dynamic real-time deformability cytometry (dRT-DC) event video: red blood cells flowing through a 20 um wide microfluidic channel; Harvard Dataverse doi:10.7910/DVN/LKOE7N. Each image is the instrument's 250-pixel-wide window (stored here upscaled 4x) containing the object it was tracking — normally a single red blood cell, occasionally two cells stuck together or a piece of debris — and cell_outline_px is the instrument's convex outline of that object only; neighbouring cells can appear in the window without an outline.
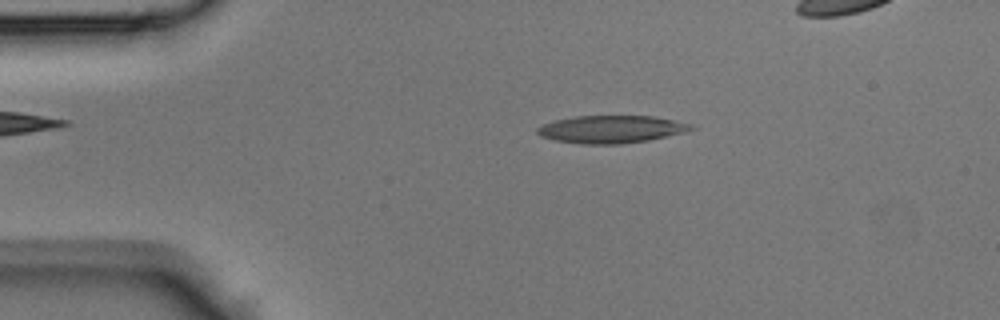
{"species": "Egyptian fruit bat (a non-hibernating species)", "species_latin": "Rousettus aegyptiacus", "temperature_condition": "room temperature", "stored_images_in_passage": 39, "camera_frame_rate_fps": 3000, "um_per_image_px": 0.085, "animal": {"sex": "male"}, "frame": {"image": 1, "passage_image": 8, "time_ms": 2.333, "image_size_px": [1000, 320], "cell_outline_px": [[696, 128], [684, 132], [648, 140], [620, 144], [580, 144], [556, 140], [540, 136], [536, 132], [536, 128], [544, 124], [556, 120], [576, 116], [652, 116], [692, 124]], "centroid_in_image_um": [51.94, 10.99], "position_along_channel_um": 33.1, "area_um2": 24.51}}
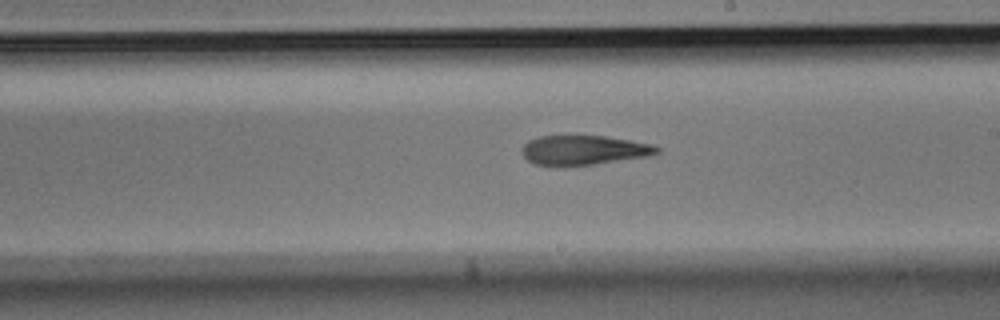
{"frame": {"image": 2, "passage_image": 24, "time_ms": 7.667, "image_size_px": [1000, 320], "cell_outline_px": [[660, 152], [648, 156], [592, 164], [536, 164], [528, 160], [520, 152], [520, 148], [528, 140], [540, 136], [608, 136], [652, 144], [660, 148]], "centroid_in_image_um": [49.63, 12.73], "position_along_channel_um": 239.4, "area_um2": 22.77}}
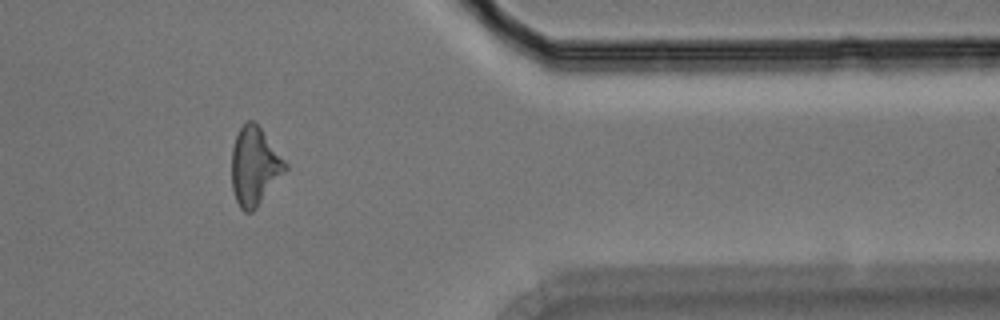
{"frame": {"image": 3, "passage_image": 35, "time_ms": 11.333, "image_size_px": [1000, 320], "cell_outline_px": [[288, 168], [256, 208], [252, 212], [244, 212], [240, 208], [236, 200], [232, 188], [232, 148], [236, 136], [240, 128], [248, 120], [252, 120], [260, 128], [288, 164]], "centroid_in_image_um": [21.63, 14.15], "position_along_channel_um": 389.8, "area_um2": 24.1}}